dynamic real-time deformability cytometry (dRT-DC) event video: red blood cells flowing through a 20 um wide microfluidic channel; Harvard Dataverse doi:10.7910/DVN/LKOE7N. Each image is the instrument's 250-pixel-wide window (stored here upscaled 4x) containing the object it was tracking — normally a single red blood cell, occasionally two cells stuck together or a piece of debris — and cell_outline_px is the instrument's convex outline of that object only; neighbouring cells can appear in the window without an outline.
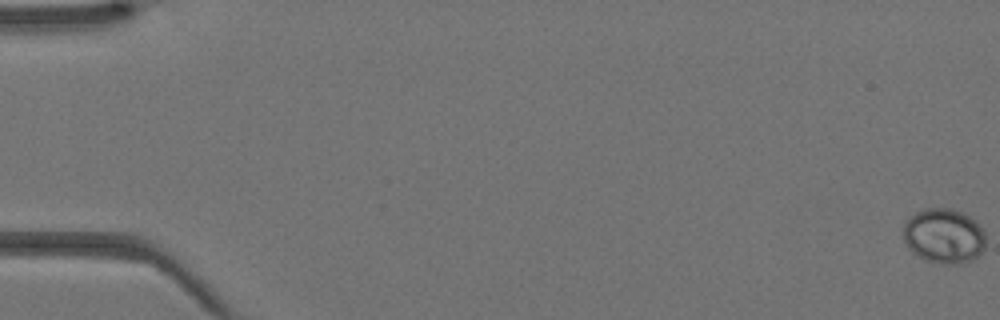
{"species": "Egyptian fruit bat (a non-hibernating species)", "species_latin": "Rousettus aegyptiacus", "temperature_condition": "warm", "stored_images_in_passage": 44, "camera_frame_rate_fps": 3000, "um_per_image_px": 0.085, "animal": {"sex": "female"}, "frame": {"image": 1, "passage_image": 1, "time_ms": 0.0, "image_size_px": [1000, 320], "cell_outline_px": [[984, 248], [972, 260], [960, 264], [940, 264], [924, 260], [916, 256], [908, 248], [904, 240], [904, 220], [908, 216], [916, 212], [928, 208], [948, 208], [960, 212], [968, 216], [984, 232]], "centroid_in_image_um": [80.17, 20.07], "position_along_channel_um": 4.8, "area_um2": 26.3}}
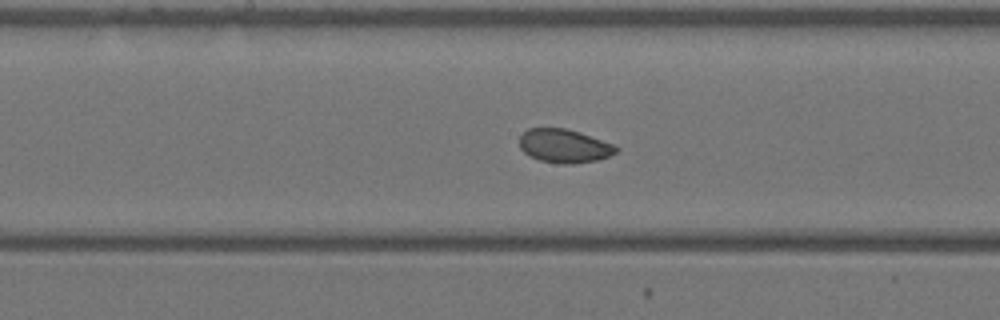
{"frame": {"image": 2, "passage_image": 24, "time_ms": 7.667, "image_size_px": [1000, 320], "cell_outline_px": [[620, 148], [616, 152], [608, 156], [596, 160], [572, 164], [560, 164], [540, 160], [524, 152], [520, 148], [520, 136], [528, 128], [564, 128], [580, 132], [616, 144]], "centroid_in_image_um": [47.99, 12.4], "position_along_channel_um": 200.2, "area_um2": 18.96}}
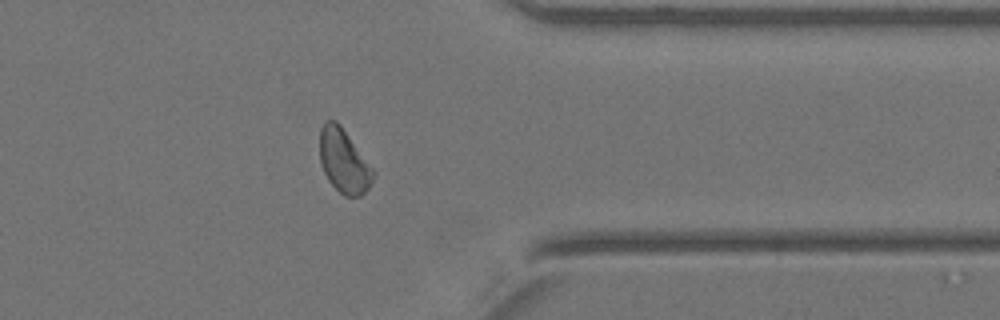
{"frame": {"image": 3, "passage_image": 36, "time_ms": 11.667, "image_size_px": [1000, 320], "cell_outline_px": [[376, 172], [368, 188], [360, 196], [344, 196], [328, 180], [320, 164], [320, 128], [324, 120], [336, 120], [340, 124]], "centroid_in_image_um": [29.21, 13.67], "position_along_channel_um": 382.2, "area_um2": 19.83}}